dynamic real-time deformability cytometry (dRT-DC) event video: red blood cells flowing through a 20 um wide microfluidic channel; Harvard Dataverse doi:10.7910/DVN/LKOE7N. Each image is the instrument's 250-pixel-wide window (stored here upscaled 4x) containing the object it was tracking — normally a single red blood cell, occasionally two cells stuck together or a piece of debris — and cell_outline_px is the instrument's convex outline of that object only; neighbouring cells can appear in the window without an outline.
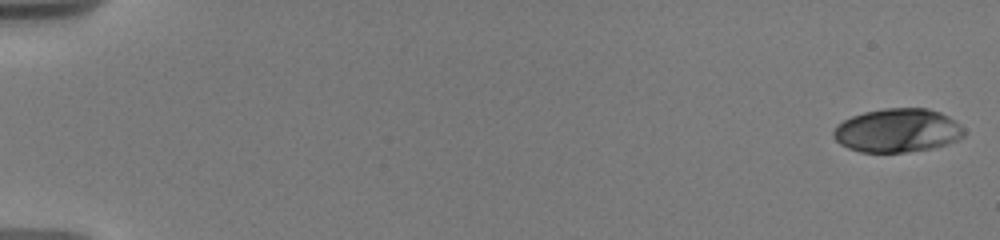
{"species": "human", "species_latin": "Homo sapiens", "temperature_condition": "warm", "stored_images_in_passage": 34, "camera_frame_rate_fps": 3000, "um_per_image_px": 0.085, "donor": {"sex": "male"}, "frame": {"image": 1, "passage_image": 1, "time_ms": 0.0, "image_size_px": [1000, 240], "cell_outline_px": [[964, 136], [948, 144], [932, 148], [904, 152], [860, 152], [848, 148], [840, 144], [832, 136], [832, 132], [836, 124], [852, 116], [864, 112], [884, 108], [928, 108], [940, 112], [956, 120], [964, 128]], "centroid_in_image_um": [76.28, 11.08], "position_along_channel_um": 8.7, "area_um2": 33.47}}
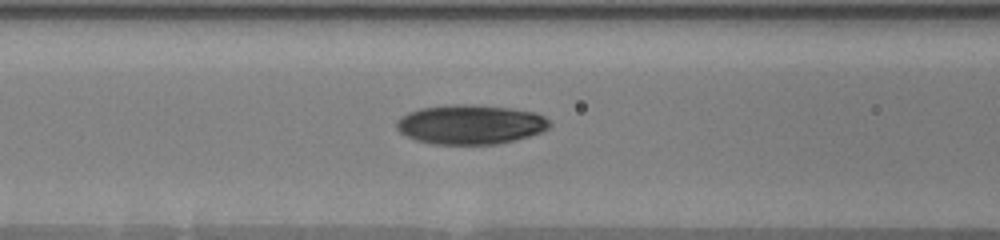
{"frame": {"image": 2, "passage_image": 16, "time_ms": 8.0, "image_size_px": [1000, 240], "cell_outline_px": [[552, 124], [548, 128], [540, 132], [528, 136], [496, 144], [432, 144], [416, 140], [400, 132], [396, 128], [396, 120], [400, 116], [408, 112], [420, 108], [448, 104], [464, 104], [512, 108], [536, 112], [544, 116]], "centroid_in_image_um": [39.96, 10.57], "position_along_channel_um": 126.6, "area_um2": 35.26}}
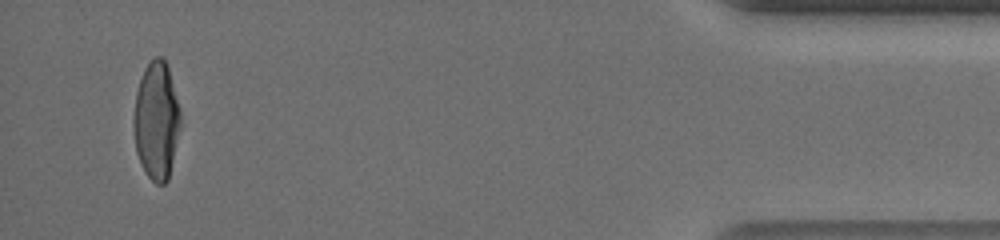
{"frame": {"image": 3, "passage_image": 33, "time_ms": 17.667, "image_size_px": [1000, 240], "cell_outline_px": [[180, 124], [168, 180], [164, 184], [156, 184], [148, 176], [136, 152], [132, 120], [136, 92], [144, 68], [156, 56], [164, 56], [168, 68], [180, 108]], "centroid_in_image_um": [13.28, 10.23], "position_along_channel_um": 421.9, "area_um2": 31.91}, "authors_computed_cell_mechanics": {"area_um2": 33.4373, "velocity_mm_per_s": 3.6933, "shape_relaxation_time_tau1_ms": 8.4356, "shape_relaxation_time_tau2_ms": 1.4189, "deformation_change_tau1": 0.2662, "deformation_change_tau2": 0.0599}}